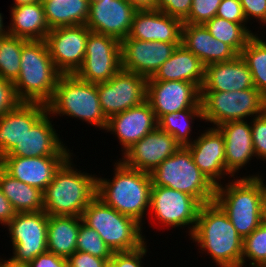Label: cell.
Instances as JSON below:
<instances>
[{"mask_svg":"<svg viewBox=\"0 0 266 267\" xmlns=\"http://www.w3.org/2000/svg\"><path fill=\"white\" fill-rule=\"evenodd\" d=\"M188 238L198 246L199 253L212 258L216 267H241L243 238L215 202L200 206L195 228Z\"/></svg>","mask_w":266,"mask_h":267,"instance_id":"1","label":"cell"},{"mask_svg":"<svg viewBox=\"0 0 266 267\" xmlns=\"http://www.w3.org/2000/svg\"><path fill=\"white\" fill-rule=\"evenodd\" d=\"M113 166V178L97 176L96 196L119 213L144 225V218H147L145 215L149 214L147 210H150V173L130 168L120 159L114 161Z\"/></svg>","mask_w":266,"mask_h":267,"instance_id":"2","label":"cell"},{"mask_svg":"<svg viewBox=\"0 0 266 267\" xmlns=\"http://www.w3.org/2000/svg\"><path fill=\"white\" fill-rule=\"evenodd\" d=\"M72 154L55 172L52 182L43 191V211L52 216L81 217L96 197L97 176L76 168Z\"/></svg>","mask_w":266,"mask_h":267,"instance_id":"3","label":"cell"},{"mask_svg":"<svg viewBox=\"0 0 266 267\" xmlns=\"http://www.w3.org/2000/svg\"><path fill=\"white\" fill-rule=\"evenodd\" d=\"M260 171L216 186L214 202L224 211L244 239L262 222ZM225 183V184H224Z\"/></svg>","mask_w":266,"mask_h":267,"instance_id":"4","label":"cell"},{"mask_svg":"<svg viewBox=\"0 0 266 267\" xmlns=\"http://www.w3.org/2000/svg\"><path fill=\"white\" fill-rule=\"evenodd\" d=\"M62 74L53 63L45 40L27 41L22 46L20 72L13 83L18 99L47 104Z\"/></svg>","mask_w":266,"mask_h":267,"instance_id":"5","label":"cell"},{"mask_svg":"<svg viewBox=\"0 0 266 267\" xmlns=\"http://www.w3.org/2000/svg\"><path fill=\"white\" fill-rule=\"evenodd\" d=\"M47 112L55 116L76 118L105 130V117L99 100L97 84L80 80L74 74L61 75L51 100L46 104Z\"/></svg>","mask_w":266,"mask_h":267,"instance_id":"6","label":"cell"},{"mask_svg":"<svg viewBox=\"0 0 266 267\" xmlns=\"http://www.w3.org/2000/svg\"><path fill=\"white\" fill-rule=\"evenodd\" d=\"M81 217L88 227L100 234L113 253L136 250L148 242L143 235L142 224L119 213L97 196L87 205Z\"/></svg>","mask_w":266,"mask_h":267,"instance_id":"7","label":"cell"},{"mask_svg":"<svg viewBox=\"0 0 266 267\" xmlns=\"http://www.w3.org/2000/svg\"><path fill=\"white\" fill-rule=\"evenodd\" d=\"M152 185L167 187L193 196L201 205L214 202L216 186L195 165L186 146L165 159L151 173Z\"/></svg>","mask_w":266,"mask_h":267,"instance_id":"8","label":"cell"},{"mask_svg":"<svg viewBox=\"0 0 266 267\" xmlns=\"http://www.w3.org/2000/svg\"><path fill=\"white\" fill-rule=\"evenodd\" d=\"M200 103L203 122L214 128L230 121L251 120L266 111V97L256 88L201 92Z\"/></svg>","mask_w":266,"mask_h":267,"instance_id":"9","label":"cell"},{"mask_svg":"<svg viewBox=\"0 0 266 267\" xmlns=\"http://www.w3.org/2000/svg\"><path fill=\"white\" fill-rule=\"evenodd\" d=\"M5 227L12 242L10 258L14 262L29 264L47 252L48 214L43 210L16 213Z\"/></svg>","mask_w":266,"mask_h":267,"instance_id":"10","label":"cell"},{"mask_svg":"<svg viewBox=\"0 0 266 267\" xmlns=\"http://www.w3.org/2000/svg\"><path fill=\"white\" fill-rule=\"evenodd\" d=\"M201 204L187 193L167 187L152 185L150 210L154 221L171 229H185L191 236ZM180 227V228H179ZM183 227V228H182ZM188 229V230H187Z\"/></svg>","mask_w":266,"mask_h":267,"instance_id":"11","label":"cell"},{"mask_svg":"<svg viewBox=\"0 0 266 267\" xmlns=\"http://www.w3.org/2000/svg\"><path fill=\"white\" fill-rule=\"evenodd\" d=\"M121 69V42L111 36L90 32L82 65L74 74L93 84L109 81Z\"/></svg>","mask_w":266,"mask_h":267,"instance_id":"12","label":"cell"},{"mask_svg":"<svg viewBox=\"0 0 266 267\" xmlns=\"http://www.w3.org/2000/svg\"><path fill=\"white\" fill-rule=\"evenodd\" d=\"M100 105L107 119L146 101L147 78L120 69L109 81L98 83Z\"/></svg>","mask_w":266,"mask_h":267,"instance_id":"13","label":"cell"},{"mask_svg":"<svg viewBox=\"0 0 266 267\" xmlns=\"http://www.w3.org/2000/svg\"><path fill=\"white\" fill-rule=\"evenodd\" d=\"M86 25L57 27L46 35L50 57L62 75L75 74L83 63L88 35Z\"/></svg>","mask_w":266,"mask_h":267,"instance_id":"14","label":"cell"},{"mask_svg":"<svg viewBox=\"0 0 266 267\" xmlns=\"http://www.w3.org/2000/svg\"><path fill=\"white\" fill-rule=\"evenodd\" d=\"M201 89L188 81H147L146 101L156 119L184 109L201 108Z\"/></svg>","mask_w":266,"mask_h":267,"instance_id":"15","label":"cell"},{"mask_svg":"<svg viewBox=\"0 0 266 267\" xmlns=\"http://www.w3.org/2000/svg\"><path fill=\"white\" fill-rule=\"evenodd\" d=\"M178 45L126 37L121 41V69L151 78Z\"/></svg>","mask_w":266,"mask_h":267,"instance_id":"16","label":"cell"},{"mask_svg":"<svg viewBox=\"0 0 266 267\" xmlns=\"http://www.w3.org/2000/svg\"><path fill=\"white\" fill-rule=\"evenodd\" d=\"M136 11L128 0L90 2L85 25L91 32L108 35L121 42L130 33Z\"/></svg>","mask_w":266,"mask_h":267,"instance_id":"17","label":"cell"},{"mask_svg":"<svg viewBox=\"0 0 266 267\" xmlns=\"http://www.w3.org/2000/svg\"><path fill=\"white\" fill-rule=\"evenodd\" d=\"M186 147L191 152L195 165L215 186L222 184L226 176H228L227 179L234 178L226 170L225 141L217 128L203 129L200 135H197L194 141Z\"/></svg>","mask_w":266,"mask_h":267,"instance_id":"18","label":"cell"},{"mask_svg":"<svg viewBox=\"0 0 266 267\" xmlns=\"http://www.w3.org/2000/svg\"><path fill=\"white\" fill-rule=\"evenodd\" d=\"M179 147L172 135L157 127L131 146L121 155L122 159H119L130 168L151 173Z\"/></svg>","mask_w":266,"mask_h":267,"instance_id":"19","label":"cell"},{"mask_svg":"<svg viewBox=\"0 0 266 267\" xmlns=\"http://www.w3.org/2000/svg\"><path fill=\"white\" fill-rule=\"evenodd\" d=\"M53 117L46 112L28 130L20 143L5 156L41 157V156H71L74 154L60 139L55 129ZM53 123V124H52ZM57 130V131H56ZM71 150V151H70Z\"/></svg>","mask_w":266,"mask_h":267,"instance_id":"20","label":"cell"},{"mask_svg":"<svg viewBox=\"0 0 266 267\" xmlns=\"http://www.w3.org/2000/svg\"><path fill=\"white\" fill-rule=\"evenodd\" d=\"M158 127V120L150 104L129 108L107 119L105 132L118 138L122 155L137 141Z\"/></svg>","mask_w":266,"mask_h":267,"instance_id":"21","label":"cell"},{"mask_svg":"<svg viewBox=\"0 0 266 267\" xmlns=\"http://www.w3.org/2000/svg\"><path fill=\"white\" fill-rule=\"evenodd\" d=\"M70 156L0 158V167L13 178L44 191L52 182L55 172Z\"/></svg>","mask_w":266,"mask_h":267,"instance_id":"22","label":"cell"},{"mask_svg":"<svg viewBox=\"0 0 266 267\" xmlns=\"http://www.w3.org/2000/svg\"><path fill=\"white\" fill-rule=\"evenodd\" d=\"M217 129L225 141V167L235 178L241 177L240 170H247L251 160L256 158L253 149L251 120L230 121L221 124ZM244 167V168H243ZM236 175V176H235ZM239 175V176H238Z\"/></svg>","mask_w":266,"mask_h":267,"instance_id":"23","label":"cell"},{"mask_svg":"<svg viewBox=\"0 0 266 267\" xmlns=\"http://www.w3.org/2000/svg\"><path fill=\"white\" fill-rule=\"evenodd\" d=\"M183 22L157 10L136 11L129 38L181 44Z\"/></svg>","mask_w":266,"mask_h":267,"instance_id":"24","label":"cell"},{"mask_svg":"<svg viewBox=\"0 0 266 267\" xmlns=\"http://www.w3.org/2000/svg\"><path fill=\"white\" fill-rule=\"evenodd\" d=\"M255 88L252 74L238 55L228 62H217L205 66V77L201 92H230Z\"/></svg>","mask_w":266,"mask_h":267,"instance_id":"25","label":"cell"},{"mask_svg":"<svg viewBox=\"0 0 266 267\" xmlns=\"http://www.w3.org/2000/svg\"><path fill=\"white\" fill-rule=\"evenodd\" d=\"M47 112L42 103L21 102L0 117V158L20 143L25 133Z\"/></svg>","mask_w":266,"mask_h":267,"instance_id":"26","label":"cell"},{"mask_svg":"<svg viewBox=\"0 0 266 267\" xmlns=\"http://www.w3.org/2000/svg\"><path fill=\"white\" fill-rule=\"evenodd\" d=\"M181 44L207 66L217 62H228L238 54L227 44L215 39L204 24L183 23Z\"/></svg>","mask_w":266,"mask_h":267,"instance_id":"27","label":"cell"},{"mask_svg":"<svg viewBox=\"0 0 266 267\" xmlns=\"http://www.w3.org/2000/svg\"><path fill=\"white\" fill-rule=\"evenodd\" d=\"M204 77L205 65L190 50L180 44L155 75L147 81H188L201 89Z\"/></svg>","mask_w":266,"mask_h":267,"instance_id":"28","label":"cell"},{"mask_svg":"<svg viewBox=\"0 0 266 267\" xmlns=\"http://www.w3.org/2000/svg\"><path fill=\"white\" fill-rule=\"evenodd\" d=\"M8 34L31 40H45L50 32L42 1L10 7Z\"/></svg>","mask_w":266,"mask_h":267,"instance_id":"29","label":"cell"},{"mask_svg":"<svg viewBox=\"0 0 266 267\" xmlns=\"http://www.w3.org/2000/svg\"><path fill=\"white\" fill-rule=\"evenodd\" d=\"M82 221L79 216L48 215L47 251L68 259L76 251Z\"/></svg>","mask_w":266,"mask_h":267,"instance_id":"30","label":"cell"},{"mask_svg":"<svg viewBox=\"0 0 266 267\" xmlns=\"http://www.w3.org/2000/svg\"><path fill=\"white\" fill-rule=\"evenodd\" d=\"M0 188L16 213L38 212L44 208L43 191L13 178L1 167Z\"/></svg>","mask_w":266,"mask_h":267,"instance_id":"31","label":"cell"},{"mask_svg":"<svg viewBox=\"0 0 266 267\" xmlns=\"http://www.w3.org/2000/svg\"><path fill=\"white\" fill-rule=\"evenodd\" d=\"M50 29L85 25L89 17L90 0H41Z\"/></svg>","mask_w":266,"mask_h":267,"instance_id":"32","label":"cell"},{"mask_svg":"<svg viewBox=\"0 0 266 267\" xmlns=\"http://www.w3.org/2000/svg\"><path fill=\"white\" fill-rule=\"evenodd\" d=\"M196 119L203 121L202 109H184L161 116L158 128L172 135L180 146H187L194 141L191 133Z\"/></svg>","mask_w":266,"mask_h":267,"instance_id":"33","label":"cell"},{"mask_svg":"<svg viewBox=\"0 0 266 267\" xmlns=\"http://www.w3.org/2000/svg\"><path fill=\"white\" fill-rule=\"evenodd\" d=\"M204 25L215 39L229 45L238 55L245 48L248 40L258 34L253 33L248 24L234 23L217 16Z\"/></svg>","mask_w":266,"mask_h":267,"instance_id":"34","label":"cell"},{"mask_svg":"<svg viewBox=\"0 0 266 267\" xmlns=\"http://www.w3.org/2000/svg\"><path fill=\"white\" fill-rule=\"evenodd\" d=\"M260 34L253 35L239 55L252 74L255 88L266 97V39Z\"/></svg>","mask_w":266,"mask_h":267,"instance_id":"35","label":"cell"},{"mask_svg":"<svg viewBox=\"0 0 266 267\" xmlns=\"http://www.w3.org/2000/svg\"><path fill=\"white\" fill-rule=\"evenodd\" d=\"M28 40L10 34L0 36V77L15 82L19 76L22 46Z\"/></svg>","mask_w":266,"mask_h":267,"instance_id":"36","label":"cell"},{"mask_svg":"<svg viewBox=\"0 0 266 267\" xmlns=\"http://www.w3.org/2000/svg\"><path fill=\"white\" fill-rule=\"evenodd\" d=\"M249 262L247 264L246 262ZM266 264V222H262L243 239L241 267H263Z\"/></svg>","mask_w":266,"mask_h":267,"instance_id":"37","label":"cell"},{"mask_svg":"<svg viewBox=\"0 0 266 267\" xmlns=\"http://www.w3.org/2000/svg\"><path fill=\"white\" fill-rule=\"evenodd\" d=\"M76 251L91 254L98 258L111 259L113 252L93 228L88 227L83 221L77 236Z\"/></svg>","mask_w":266,"mask_h":267,"instance_id":"38","label":"cell"},{"mask_svg":"<svg viewBox=\"0 0 266 267\" xmlns=\"http://www.w3.org/2000/svg\"><path fill=\"white\" fill-rule=\"evenodd\" d=\"M221 2L222 0H192L191 11L183 23L205 24L216 16Z\"/></svg>","mask_w":266,"mask_h":267,"instance_id":"39","label":"cell"},{"mask_svg":"<svg viewBox=\"0 0 266 267\" xmlns=\"http://www.w3.org/2000/svg\"><path fill=\"white\" fill-rule=\"evenodd\" d=\"M251 133L256 159L266 162V111L251 119Z\"/></svg>","mask_w":266,"mask_h":267,"instance_id":"40","label":"cell"},{"mask_svg":"<svg viewBox=\"0 0 266 267\" xmlns=\"http://www.w3.org/2000/svg\"><path fill=\"white\" fill-rule=\"evenodd\" d=\"M147 242L140 248L126 252H114L109 261L110 267H144V256H147Z\"/></svg>","mask_w":266,"mask_h":267,"instance_id":"41","label":"cell"},{"mask_svg":"<svg viewBox=\"0 0 266 267\" xmlns=\"http://www.w3.org/2000/svg\"><path fill=\"white\" fill-rule=\"evenodd\" d=\"M191 8L192 0H159L156 10L183 22L189 16Z\"/></svg>","mask_w":266,"mask_h":267,"instance_id":"42","label":"cell"},{"mask_svg":"<svg viewBox=\"0 0 266 267\" xmlns=\"http://www.w3.org/2000/svg\"><path fill=\"white\" fill-rule=\"evenodd\" d=\"M216 16L234 23L248 24L240 0H222Z\"/></svg>","mask_w":266,"mask_h":267,"instance_id":"43","label":"cell"},{"mask_svg":"<svg viewBox=\"0 0 266 267\" xmlns=\"http://www.w3.org/2000/svg\"><path fill=\"white\" fill-rule=\"evenodd\" d=\"M20 103L13 82L0 77V117L15 109Z\"/></svg>","mask_w":266,"mask_h":267,"instance_id":"44","label":"cell"},{"mask_svg":"<svg viewBox=\"0 0 266 267\" xmlns=\"http://www.w3.org/2000/svg\"><path fill=\"white\" fill-rule=\"evenodd\" d=\"M240 3L249 25L252 24L251 20L256 19L262 26L261 30L266 28V0H240Z\"/></svg>","mask_w":266,"mask_h":267,"instance_id":"45","label":"cell"},{"mask_svg":"<svg viewBox=\"0 0 266 267\" xmlns=\"http://www.w3.org/2000/svg\"><path fill=\"white\" fill-rule=\"evenodd\" d=\"M67 261L68 267H108L110 259L98 258L88 253L75 251Z\"/></svg>","mask_w":266,"mask_h":267,"instance_id":"46","label":"cell"},{"mask_svg":"<svg viewBox=\"0 0 266 267\" xmlns=\"http://www.w3.org/2000/svg\"><path fill=\"white\" fill-rule=\"evenodd\" d=\"M29 267H68L66 258L57 256L50 252L38 255L28 264Z\"/></svg>","mask_w":266,"mask_h":267,"instance_id":"47","label":"cell"},{"mask_svg":"<svg viewBox=\"0 0 266 267\" xmlns=\"http://www.w3.org/2000/svg\"><path fill=\"white\" fill-rule=\"evenodd\" d=\"M15 214L16 212L14 211L10 201L3 194L0 188V224L2 227H5L12 220Z\"/></svg>","mask_w":266,"mask_h":267,"instance_id":"48","label":"cell"},{"mask_svg":"<svg viewBox=\"0 0 266 267\" xmlns=\"http://www.w3.org/2000/svg\"><path fill=\"white\" fill-rule=\"evenodd\" d=\"M137 11L156 10L159 0H128Z\"/></svg>","mask_w":266,"mask_h":267,"instance_id":"49","label":"cell"},{"mask_svg":"<svg viewBox=\"0 0 266 267\" xmlns=\"http://www.w3.org/2000/svg\"><path fill=\"white\" fill-rule=\"evenodd\" d=\"M264 178L261 176V214L263 222H266V182H264Z\"/></svg>","mask_w":266,"mask_h":267,"instance_id":"50","label":"cell"},{"mask_svg":"<svg viewBox=\"0 0 266 267\" xmlns=\"http://www.w3.org/2000/svg\"><path fill=\"white\" fill-rule=\"evenodd\" d=\"M0 267H29L28 264L14 262L10 257L5 259L0 257Z\"/></svg>","mask_w":266,"mask_h":267,"instance_id":"51","label":"cell"},{"mask_svg":"<svg viewBox=\"0 0 266 267\" xmlns=\"http://www.w3.org/2000/svg\"><path fill=\"white\" fill-rule=\"evenodd\" d=\"M40 1L41 0H13L14 4H12L13 6L11 7H17V6L31 4V3L40 2Z\"/></svg>","mask_w":266,"mask_h":267,"instance_id":"52","label":"cell"},{"mask_svg":"<svg viewBox=\"0 0 266 267\" xmlns=\"http://www.w3.org/2000/svg\"><path fill=\"white\" fill-rule=\"evenodd\" d=\"M3 14L0 13V36H4L8 34V26H5L3 23Z\"/></svg>","mask_w":266,"mask_h":267,"instance_id":"53","label":"cell"},{"mask_svg":"<svg viewBox=\"0 0 266 267\" xmlns=\"http://www.w3.org/2000/svg\"><path fill=\"white\" fill-rule=\"evenodd\" d=\"M102 0H90V2H100Z\"/></svg>","mask_w":266,"mask_h":267,"instance_id":"54","label":"cell"}]
</instances>
